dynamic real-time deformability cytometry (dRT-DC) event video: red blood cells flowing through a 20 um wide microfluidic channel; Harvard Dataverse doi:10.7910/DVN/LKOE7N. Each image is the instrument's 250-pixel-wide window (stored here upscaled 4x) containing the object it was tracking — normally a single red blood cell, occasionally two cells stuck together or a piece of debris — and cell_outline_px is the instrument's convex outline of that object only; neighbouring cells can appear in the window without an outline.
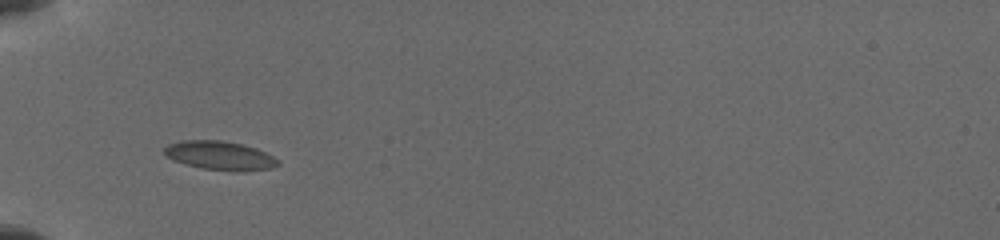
{"species": "common noctule bat (a hibernating species)", "species_latin": "Nyctalus noctula", "temperature_condition": "cold", "stored_images_in_passage": 10, "camera_frame_rate_fps": 3000, "um_per_image_px": 0.085, "animal": {"sex": "female", "body_mass_g": 19.5, "forearm_length_mm": 54.1}, "frame": {"image": 1, "passage_image": 1, "time_ms": 0.0, "image_size_px": [1000, 240], "cell_outline_px": [[280, 164], [272, 168], [244, 172], [236, 172], [200, 168], [176, 160], [168, 156], [164, 152], [164, 148], [168, 144], [184, 140], [220, 140], [240, 144], [256, 148], [280, 160]], "centroid_in_image_um": [18.75, 13.24], "position_along_channel_um": 66.3, "area_um2": 19.02}}
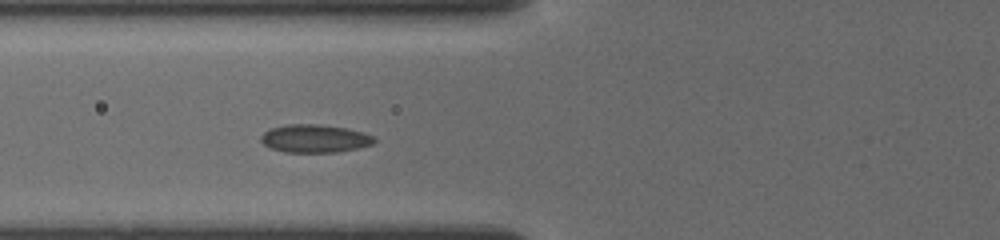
{"frame": {"image": 2, "passage_image": 7, "time_ms": 1.0, "image_size_px": [1000, 240], "cell_outline_px": [[376, 140], [372, 144], [360, 148], [336, 152], [284, 152], [268, 148], [260, 140], [260, 136], [264, 132], [272, 128], [288, 124], [320, 124], [348, 128], [364, 132], [372, 136]], "centroid_in_image_um": [26.75, 11.78], "position_along_channel_um": 99.1, "area_um2": 18.67}}